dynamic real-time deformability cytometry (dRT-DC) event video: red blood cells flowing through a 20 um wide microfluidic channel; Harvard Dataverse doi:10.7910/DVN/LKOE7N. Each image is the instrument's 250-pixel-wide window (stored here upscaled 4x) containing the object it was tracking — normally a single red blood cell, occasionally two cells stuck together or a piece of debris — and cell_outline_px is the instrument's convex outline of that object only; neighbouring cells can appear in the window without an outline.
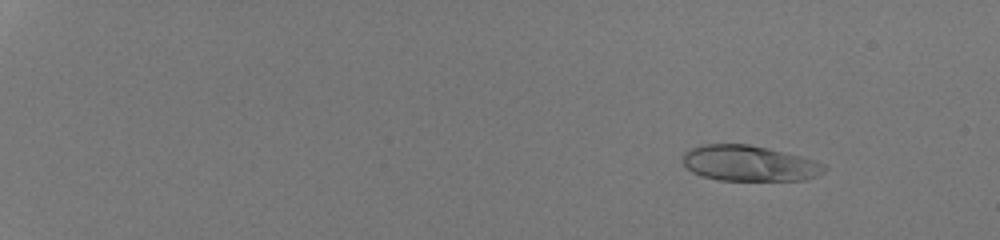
{"species": "human", "species_latin": "Homo sapiens", "temperature_condition": "room temperature", "stored_images_in_passage": 25, "camera_frame_rate_fps": 3000, "um_per_image_px": 0.085, "donor": {"sex": "male"}, "frame": {"image": 1, "passage_image": 8, "time_ms": 2.333, "image_size_px": [1000, 240], "cell_outline_px": [[828, 168], [824, 172], [816, 176], [804, 180], [720, 180], [700, 176], [692, 172], [684, 164], [684, 152], [700, 144], [748, 144], [768, 148], [816, 160], [824, 164]], "centroid_in_image_um": [63.7, 13.88], "position_along_channel_um": 21.3, "area_um2": 29.42}}
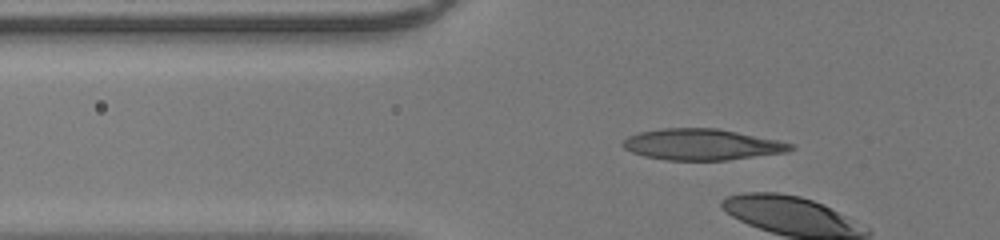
{"frame": {"image": 2, "passage_image": 23, "time_ms": 7.333, "image_size_px": [1000, 240], "cell_outline_px": [[796, 148], [788, 152], [724, 160], [668, 160], [644, 156], [632, 152], [624, 148], [620, 144], [628, 136], [640, 132], [660, 128], [716, 128], [780, 140], [796, 144]], "centroid_in_image_um": [59.69, 12.28], "position_along_channel_um": 66.1, "area_um2": 30.52}}